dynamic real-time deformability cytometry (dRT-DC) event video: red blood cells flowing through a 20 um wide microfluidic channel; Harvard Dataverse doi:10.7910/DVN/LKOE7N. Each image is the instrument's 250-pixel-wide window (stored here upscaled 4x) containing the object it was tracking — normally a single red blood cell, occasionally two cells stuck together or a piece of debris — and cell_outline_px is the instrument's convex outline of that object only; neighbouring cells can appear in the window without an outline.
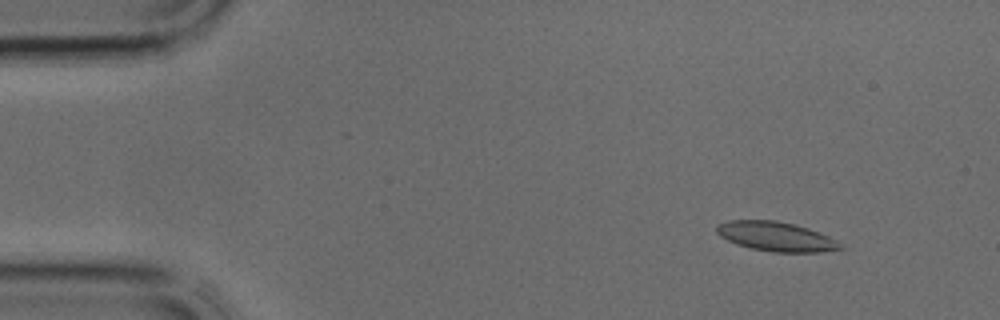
{"species": "common noctule bat (a hibernating species)", "species_latin": "Nyctalus noctula", "temperature_condition": "cold", "stored_images_in_passage": 38, "camera_frame_rate_fps": 3000, "um_per_image_px": 0.085, "animal": {"sex": "male", "body_mass_g": 17.9, "forearm_length_mm": 54.2}, "frame": {"image": 1, "passage_image": 4, "time_ms": 1.0, "image_size_px": [1000, 320], "cell_outline_px": [[844, 248], [820, 252], [772, 252], [752, 248], [736, 244], [720, 236], [716, 232], [716, 224], [728, 220], [776, 220], [796, 224], [808, 228], [828, 236], [836, 240]], "centroid_in_image_um": [65.93, 20.09], "position_along_channel_um": 19.1, "area_um2": 21.21}}
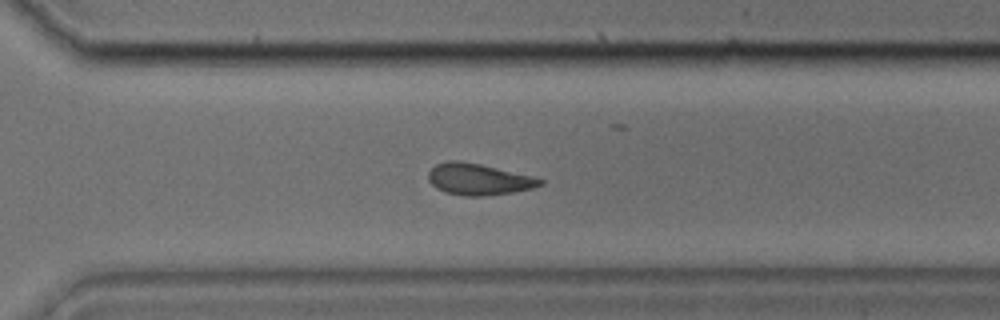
{"frame": {"image": 2, "passage_image": 27, "time_ms": 8.667, "image_size_px": [1000, 320], "cell_outline_px": [[544, 184], [532, 188], [512, 192], [484, 196], [464, 196], [444, 192], [436, 188], [428, 180], [428, 172], [436, 164], [448, 160], [456, 160], [480, 164], [532, 176], [544, 180]], "centroid_in_image_um": [40.65, 15.24], "position_along_channel_um": 329.9, "area_um2": 20.4}}
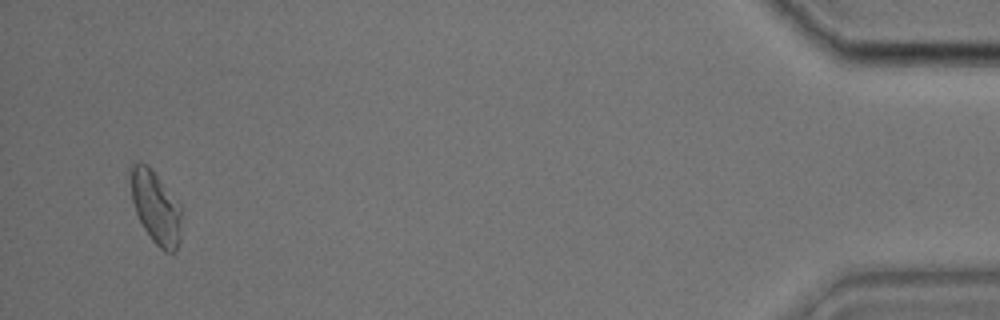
{"frame": {"image": 3, "passage_image": 37, "time_ms": 12.0, "image_size_px": [1000, 320], "cell_outline_px": [[180, 240], [176, 252], [164, 252], [152, 240], [144, 228], [136, 212], [132, 200], [128, 168], [132, 164], [140, 160], [148, 164], [180, 204]], "centroid_in_image_um": [13.2, 17.57], "position_along_channel_um": 422.0, "area_um2": 21.73}}